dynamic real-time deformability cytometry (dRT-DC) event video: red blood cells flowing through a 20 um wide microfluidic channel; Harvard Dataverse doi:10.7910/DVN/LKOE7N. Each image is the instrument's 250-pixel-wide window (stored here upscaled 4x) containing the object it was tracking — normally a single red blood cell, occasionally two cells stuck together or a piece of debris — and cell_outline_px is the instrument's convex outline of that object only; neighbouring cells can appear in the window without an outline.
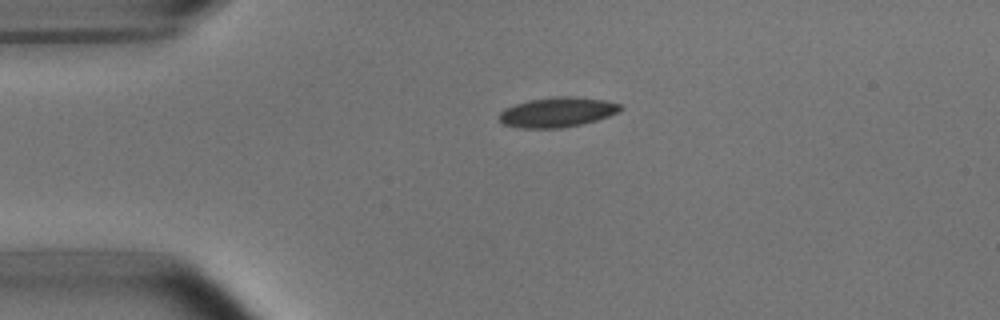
{"species": "common noctule bat (a hibernating species)", "species_latin": "Nyctalus noctula", "temperature_condition": "room temperature", "stored_images_in_passage": 42, "camera_frame_rate_fps": 3000, "um_per_image_px": 0.085, "animal": {"sex": "male", "body_mass_g": 15.6}, "frame": {"image": 1, "passage_image": 1, "time_ms": 0.0, "image_size_px": [1000, 320], "cell_outline_px": [[624, 108], [620, 112], [596, 120], [580, 124], [560, 128], [520, 128], [504, 124], [500, 120], [500, 112], [504, 108], [516, 104], [532, 100], [556, 96], [572, 96], [604, 100], [620, 104]], "centroid_in_image_um": [47.4, 9.53], "position_along_channel_um": 37.6, "area_um2": 20.92}}
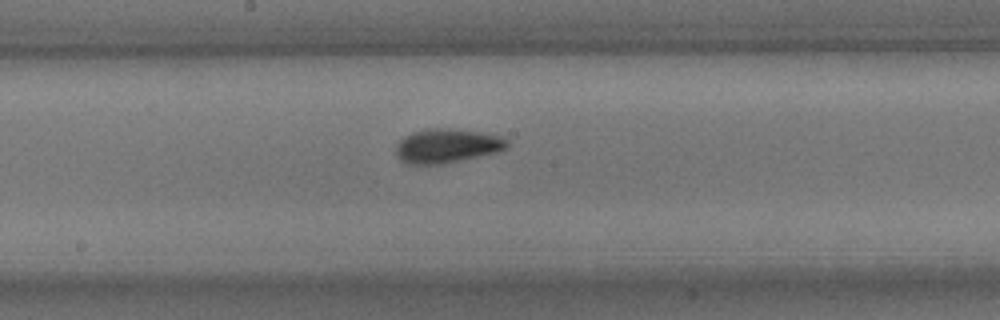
{"frame": {"image": 2, "passage_image": 17, "time_ms": 5.333, "image_size_px": [1000, 320], "cell_outline_px": [[508, 148], [496, 152], [460, 160], [440, 164], [408, 164], [400, 160], [396, 156], [396, 144], [404, 136], [412, 132], [428, 128], [448, 128], [480, 132], [500, 136], [508, 140]], "centroid_in_image_um": [37.96, 12.39], "position_along_channel_um": 210.2, "area_um2": 22.08}}
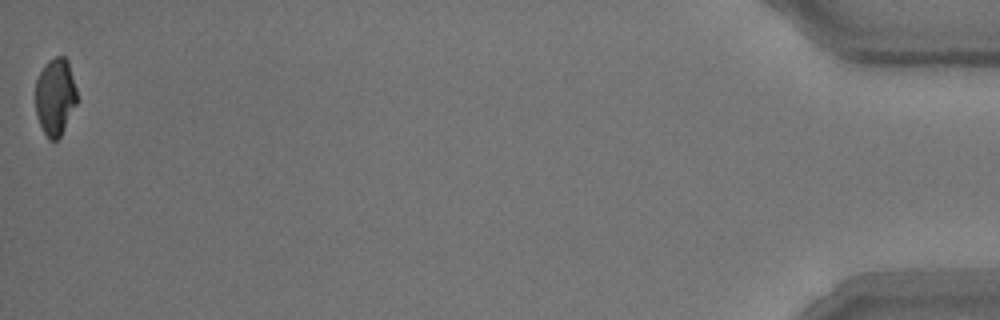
{"frame": {"image": 3, "passage_image": 42, "time_ms": 13.667, "image_size_px": [1000, 320], "cell_outline_px": [[80, 100], [60, 136], [56, 140], [48, 140], [36, 116], [36, 80], [44, 64], [48, 60], [56, 56], [64, 56], [68, 60]], "centroid_in_image_um": [4.73, 8.21], "position_along_channel_um": 430.5, "area_um2": 19.07}, "authors_computed_cell_mechanics": {"area_um2": 20.9525, "velocity_mm_per_s": 3.7734, "shape_relaxation_time_tau1_ms": 3.6863, "shape_relaxation_time_tau2_ms": 1.5719, "deformation_change_tau1": 0.1113, "deformation_change_tau2": 0.0583}}